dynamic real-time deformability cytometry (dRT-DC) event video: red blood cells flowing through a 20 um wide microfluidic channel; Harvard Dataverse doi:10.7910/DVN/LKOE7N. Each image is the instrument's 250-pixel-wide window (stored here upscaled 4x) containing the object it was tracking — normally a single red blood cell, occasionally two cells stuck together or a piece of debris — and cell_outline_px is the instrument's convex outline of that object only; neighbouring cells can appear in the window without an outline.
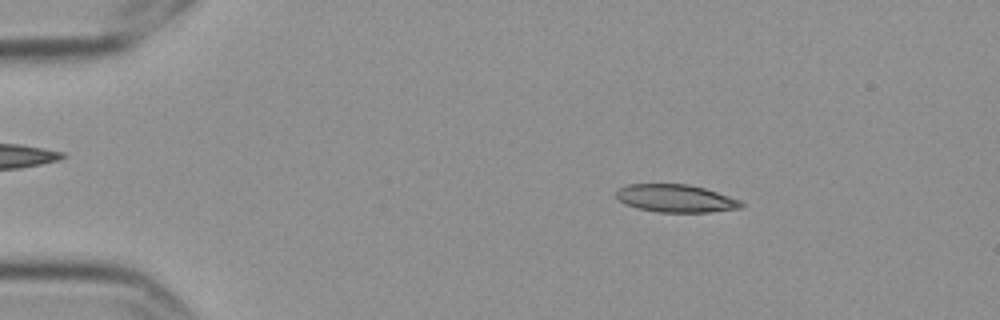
{"species": "Egyptian fruit bat (a non-hibernating species)", "species_latin": "Rousettus aegyptiacus", "temperature_condition": "cold", "stored_images_in_passage": 3, "camera_frame_rate_fps": 3000, "um_per_image_px": 0.085, "frame": {"image": 1, "passage_image": 1, "time_ms": 0.0, "image_size_px": [1000, 320], "cell_outline_px": [[744, 204], [740, 208], [708, 212], [660, 212], [636, 208], [624, 204], [616, 196], [616, 188], [628, 184], [688, 184], [704, 188], [740, 200]], "centroid_in_image_um": [57.39, 16.86], "position_along_channel_um": 27.6, "area_um2": 20.17}}